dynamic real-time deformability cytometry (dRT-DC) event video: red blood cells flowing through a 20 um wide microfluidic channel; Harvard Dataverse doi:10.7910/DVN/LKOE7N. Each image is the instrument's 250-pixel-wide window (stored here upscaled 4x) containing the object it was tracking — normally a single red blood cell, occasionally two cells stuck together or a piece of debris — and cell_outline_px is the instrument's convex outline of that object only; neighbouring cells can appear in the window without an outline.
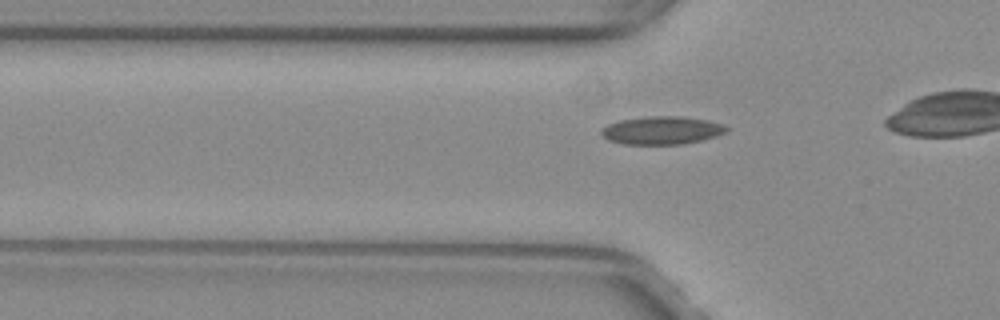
{"species": "common noctule bat (a hibernating species)", "species_latin": "Nyctalus noctula", "temperature_condition": "warm", "stored_images_in_passage": 8, "camera_frame_rate_fps": 3000, "um_per_image_px": 0.085, "animal": {"sex": "female", "body_mass_g": 29.2, "forearm_length_mm": 56.3}, "frame": {"image": 1, "passage_image": 5, "time_ms": 1.333, "image_size_px": [1000, 320], "cell_outline_px": [[732, 128], [716, 136], [684, 144], [624, 144], [608, 140], [600, 132], [608, 124], [620, 120], [648, 116], [680, 116], [708, 120], [724, 124]], "centroid_in_image_um": [56.29, 11.07], "position_along_channel_um": 69.5, "area_um2": 20.4}}